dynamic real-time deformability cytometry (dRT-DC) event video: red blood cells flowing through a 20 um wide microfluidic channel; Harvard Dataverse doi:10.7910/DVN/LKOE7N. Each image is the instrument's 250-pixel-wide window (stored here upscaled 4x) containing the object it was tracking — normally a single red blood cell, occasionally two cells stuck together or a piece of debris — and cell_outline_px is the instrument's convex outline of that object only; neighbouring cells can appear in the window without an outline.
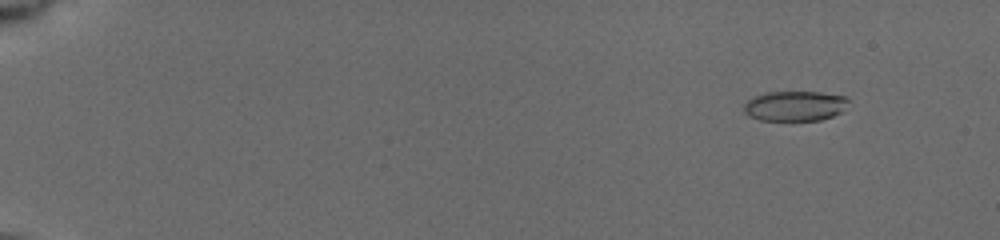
{"species": "common noctule bat (a hibernating species)", "species_latin": "Nyctalus noctula", "temperature_condition": "cold", "stored_images_in_passage": 22, "camera_frame_rate_fps": 3000, "um_per_image_px": 0.085, "animal": {"sex": "female", "body_mass_g": 19.5, "forearm_length_mm": 54.1}, "frame": {"image": 1, "passage_image": 6, "time_ms": 2.0, "image_size_px": [1000, 240], "cell_outline_px": [[848, 100], [840, 112], [832, 116], [820, 120], [760, 120], [752, 116], [744, 108], [744, 104], [748, 100], [756, 96], [768, 92], [816, 92], [844, 96]], "centroid_in_image_um": [67.57, 9.0], "position_along_channel_um": 17.4, "area_um2": 17.74}}
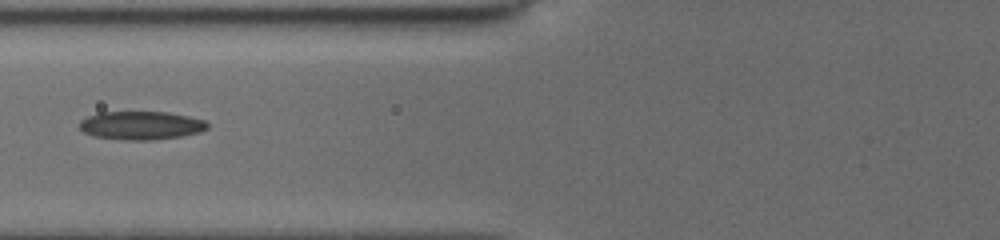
{"frame": {"image": 2, "passage_image": 20, "time_ms": 8.333, "image_size_px": [1000, 240], "cell_outline_px": [[208, 128], [196, 132], [180, 136], [152, 140], [124, 140], [92, 136], [84, 132], [80, 128], [80, 120], [88, 116], [100, 112], [168, 112], [204, 120], [208, 124]], "centroid_in_image_um": [11.94, 10.66], "position_along_channel_um": 113.9, "area_um2": 20.98}}
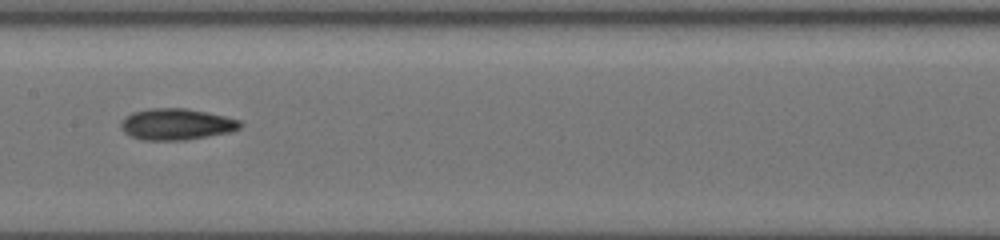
{"frame": {"image": 3, "passage_image": 22, "time_ms": 10.333, "image_size_px": [1000, 240], "cell_outline_px": [[240, 128], [228, 132], [184, 140], [140, 140], [124, 132], [120, 128], [120, 120], [124, 116], [132, 112], [148, 108], [184, 108], [204, 112], [236, 120], [240, 124]], "centroid_in_image_um": [14.86, 10.56], "position_along_channel_um": 192.5, "area_um2": 21.44}}